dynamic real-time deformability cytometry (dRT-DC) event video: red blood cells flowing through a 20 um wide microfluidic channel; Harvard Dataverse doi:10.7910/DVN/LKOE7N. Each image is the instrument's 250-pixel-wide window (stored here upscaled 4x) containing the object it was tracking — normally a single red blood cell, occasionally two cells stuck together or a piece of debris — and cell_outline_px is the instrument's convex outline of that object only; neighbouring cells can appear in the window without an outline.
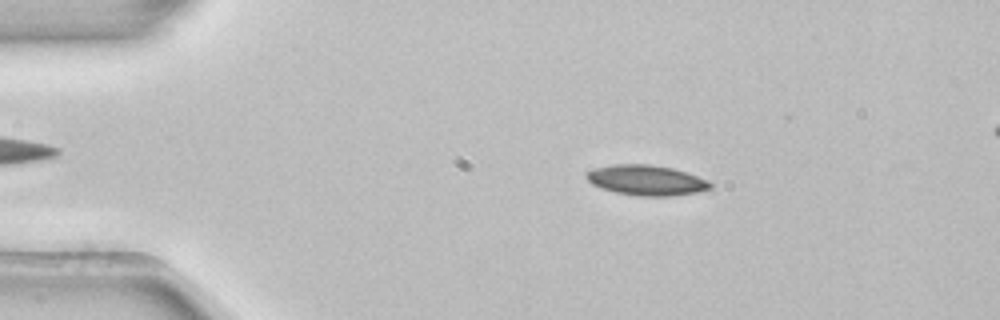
{"species": "common noctule bat (a hibernating species)", "species_latin": "Nyctalus noctula", "temperature_condition": "room temperature", "stored_images_in_passage": 4, "camera_frame_rate_fps": 3000, "um_per_image_px": 0.085, "animal": {"sex": "female", "body_mass_g": 22.7, "forearm_length_mm": 54.2}, "frame": {"image": 1, "passage_image": 2, "time_ms": 0.333, "image_size_px": [1000, 320], "cell_outline_px": [[712, 188], [696, 192], [668, 196], [640, 196], [616, 192], [600, 188], [592, 184], [584, 176], [588, 172], [596, 168], [612, 164], [648, 164], [672, 168], [708, 180], [712, 184]], "centroid_in_image_um": [54.92, 15.32], "position_along_channel_um": 30.1, "area_um2": 21.62}}